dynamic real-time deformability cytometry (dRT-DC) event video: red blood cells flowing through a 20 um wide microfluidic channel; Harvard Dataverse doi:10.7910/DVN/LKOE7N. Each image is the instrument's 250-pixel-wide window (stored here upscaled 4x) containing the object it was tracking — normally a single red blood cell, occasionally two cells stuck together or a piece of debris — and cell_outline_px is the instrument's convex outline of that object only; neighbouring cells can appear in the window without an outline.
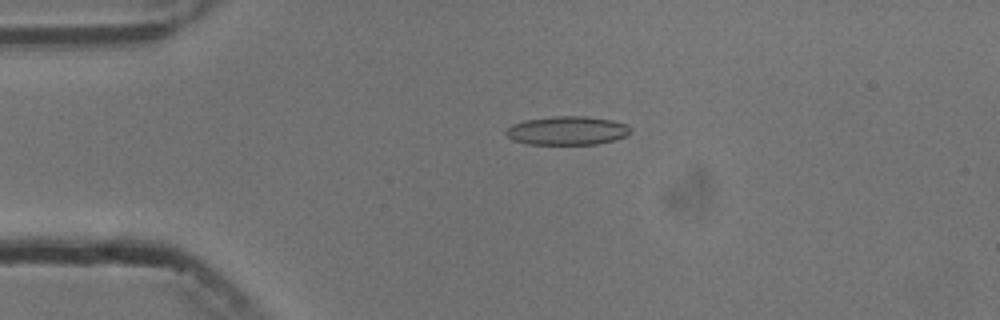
{"species": "common noctule bat (a hibernating species)", "species_latin": "Nyctalus noctula", "temperature_condition": "cold", "stored_images_in_passage": 3, "camera_frame_rate_fps": 3000, "um_per_image_px": 0.085, "animal": {"sex": "male", "body_mass_g": 13.3}, "frame": {"image": 1, "passage_image": 2, "time_ms": 1.0, "image_size_px": [1000, 320], "cell_outline_px": [[632, 132], [624, 136], [612, 140], [596, 144], [528, 144], [512, 140], [504, 132], [512, 124], [524, 120], [552, 116], [584, 116], [612, 120], [628, 124]], "centroid_in_image_um": [48.2, 11.09], "position_along_channel_um": 36.8, "area_um2": 20.81}}